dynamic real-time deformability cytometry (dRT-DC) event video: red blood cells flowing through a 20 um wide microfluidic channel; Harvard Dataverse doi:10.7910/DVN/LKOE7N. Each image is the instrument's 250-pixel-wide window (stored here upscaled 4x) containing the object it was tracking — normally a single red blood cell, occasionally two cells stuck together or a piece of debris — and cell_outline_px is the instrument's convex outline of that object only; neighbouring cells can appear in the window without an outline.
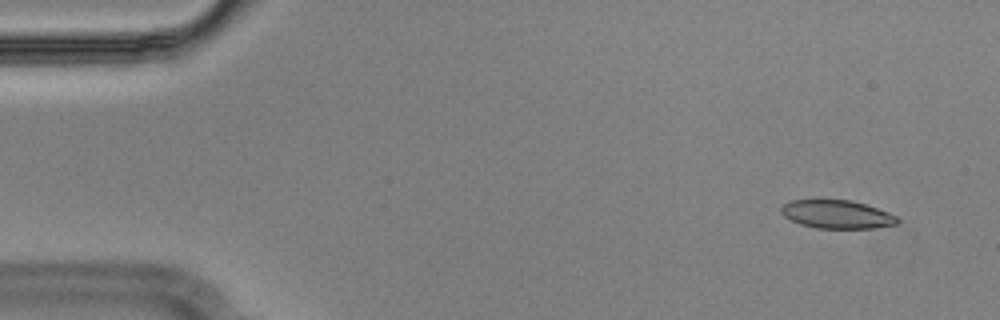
{"species": "Egyptian fruit bat (a non-hibernating species)", "species_latin": "Rousettus aegyptiacus", "temperature_condition": "cold", "stored_images_in_passage": 55, "camera_frame_rate_fps": 3000, "um_per_image_px": 0.085, "animal": {"sex": "male"}, "frame": {"image": 1, "passage_image": 4, "time_ms": 1.0, "image_size_px": [1000, 320], "cell_outline_px": [[900, 220], [896, 224], [872, 228], [816, 228], [800, 224], [784, 216], [780, 212], [780, 208], [784, 204], [792, 200], [852, 200], [888, 212], [896, 216]], "centroid_in_image_um": [71.12, 18.22], "position_along_channel_um": 13.9, "area_um2": 19.02}}
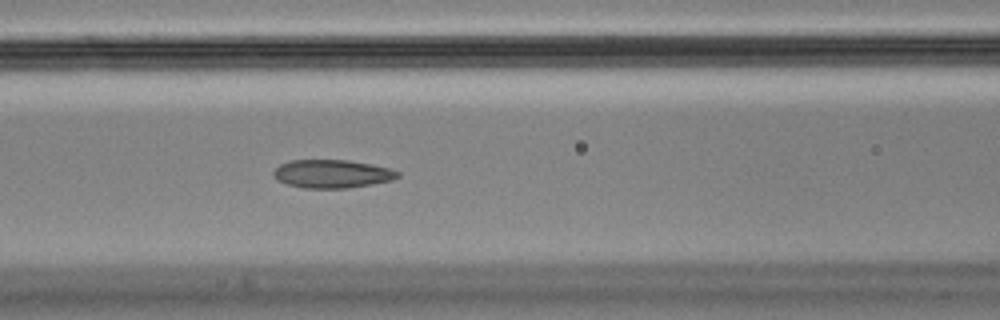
{"frame": {"image": 2, "passage_image": 23, "time_ms": 7.333, "image_size_px": [1000, 320], "cell_outline_px": [[400, 176], [392, 180], [344, 188], [304, 188], [288, 184], [276, 180], [272, 176], [272, 172], [280, 164], [292, 160], [348, 160], [372, 164], [388, 168], [400, 172]], "centroid_in_image_um": [28.19, 14.77], "position_along_channel_um": 138.4, "area_um2": 20.35}}
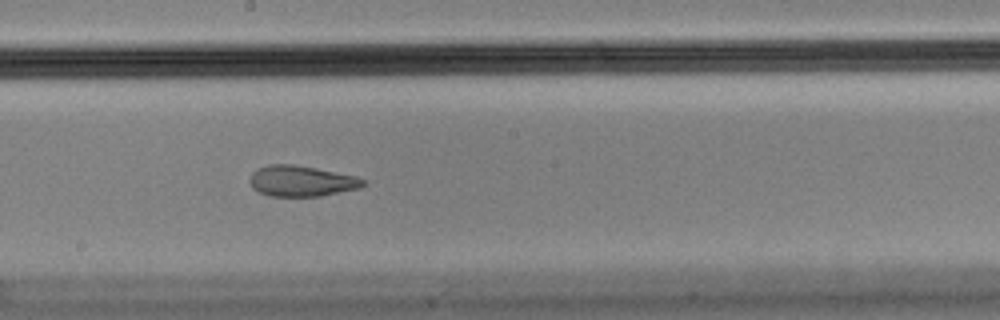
{"frame": {"image": 3, "passage_image": 30, "time_ms": 9.667, "image_size_px": [1000, 320], "cell_outline_px": [[368, 184], [360, 188], [320, 196], [268, 196], [252, 188], [248, 180], [252, 172], [268, 164], [292, 164], [316, 168], [356, 176], [364, 180]], "centroid_in_image_um": [25.62, 15.39], "position_along_channel_um": 222.6, "area_um2": 20.4}, "authors_computed_cell_mechanics": {"area_um2": 21.1548, "velocity_mm_per_s": 3.6092, "shape_relaxation_time_tau1_ms": null, "shape_relaxation_time_tau2_ms": 1.9871, "deformation_change_tau1": null, "deformation_change_tau2": 0.0796}}